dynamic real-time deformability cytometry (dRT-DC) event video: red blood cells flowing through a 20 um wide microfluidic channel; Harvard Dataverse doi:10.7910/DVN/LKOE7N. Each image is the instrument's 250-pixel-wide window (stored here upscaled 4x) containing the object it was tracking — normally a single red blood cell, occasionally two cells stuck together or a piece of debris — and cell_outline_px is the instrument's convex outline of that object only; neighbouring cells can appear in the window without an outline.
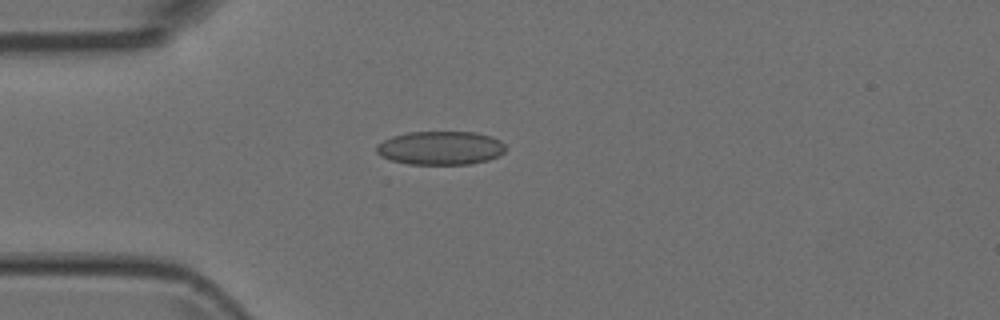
{"species": "Egyptian fruit bat (a non-hibernating species)", "species_latin": "Rousettus aegyptiacus", "temperature_condition": "room temperature", "stored_images_in_passage": 5, "camera_frame_rate_fps": 3000, "um_per_image_px": 0.085, "animal": {"sex": "female"}, "frame": {"image": 1, "passage_image": 3, "time_ms": 0.667, "image_size_px": [1000, 320], "cell_outline_px": [[504, 152], [488, 160], [472, 164], [408, 164], [392, 160], [380, 156], [376, 152], [376, 144], [392, 136], [408, 132], [476, 132], [492, 136], [500, 140], [504, 144]], "centroid_in_image_um": [37.43, 12.57], "position_along_channel_um": 47.6, "area_um2": 25.37}}
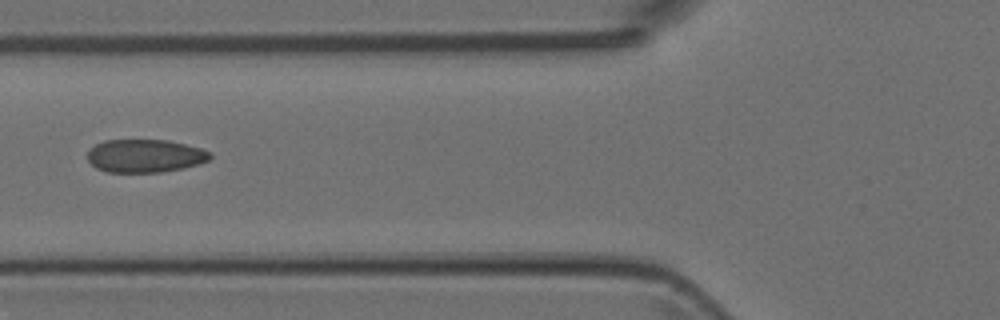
{"frame": {"image": 2, "passage_image": 5, "time_ms": 1.333, "image_size_px": [1000, 320], "cell_outline_px": [[212, 156], [208, 160], [200, 164], [184, 168], [160, 172], [108, 172], [96, 168], [88, 160], [88, 152], [96, 144], [104, 140], [168, 140], [200, 148], [212, 152]], "centroid_in_image_um": [12.35, 13.25], "position_along_channel_um": 113.4, "area_um2": 23.64}}